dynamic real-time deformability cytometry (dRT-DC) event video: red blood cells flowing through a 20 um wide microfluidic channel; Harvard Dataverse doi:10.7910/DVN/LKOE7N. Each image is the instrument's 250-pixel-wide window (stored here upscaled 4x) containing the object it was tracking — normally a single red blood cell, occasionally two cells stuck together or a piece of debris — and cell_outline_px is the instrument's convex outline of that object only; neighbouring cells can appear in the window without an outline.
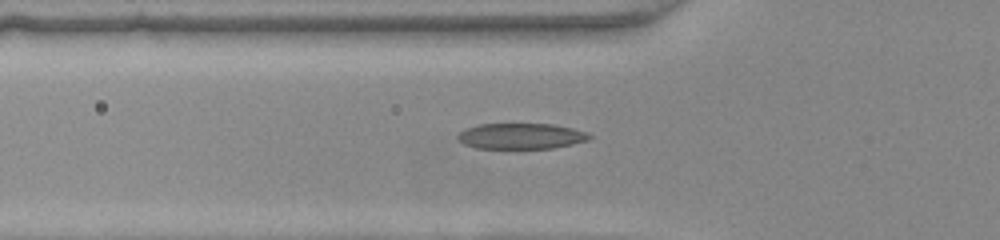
{"species": "common noctule bat (a hibernating species)", "species_latin": "Nyctalus noctula", "temperature_condition": "warm", "stored_images_in_passage": 44, "camera_frame_rate_fps": 3000, "um_per_image_px": 0.085, "animal": {"sex": "female", "body_mass_g": 22.0, "forearm_length_mm": 56.7}, "frame": {"image": 1, "passage_image": 17, "time_ms": 5.333, "image_size_px": [1000, 240], "cell_outline_px": [[592, 136], [588, 140], [572, 144], [552, 148], [476, 148], [464, 144], [456, 136], [464, 128], [480, 124], [552, 124], [572, 128], [588, 132]], "centroid_in_image_um": [44.29, 11.56], "position_along_channel_um": 81.5, "area_um2": 19.71}}
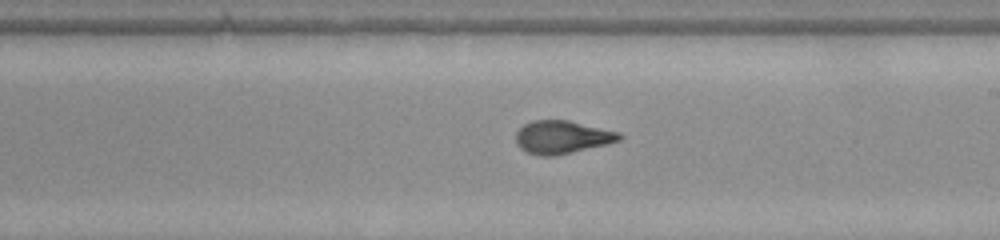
{"frame": {"image": 2, "passage_image": 28, "time_ms": 9.0, "image_size_px": [1000, 240], "cell_outline_px": [[624, 136], [620, 140], [608, 144], [552, 156], [540, 156], [528, 152], [520, 148], [516, 144], [516, 132], [524, 124], [532, 120], [568, 120], [620, 132]], "centroid_in_image_um": [47.78, 11.65], "position_along_channel_um": 241.2, "area_um2": 19.88}}
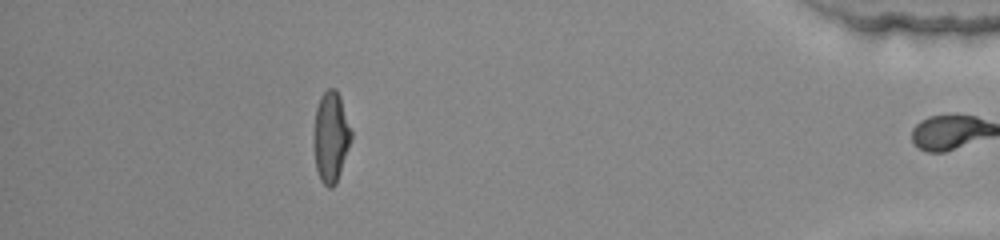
{"frame": {"image": 3, "passage_image": 43, "time_ms": 14.0, "image_size_px": [1000, 240], "cell_outline_px": [[352, 140], [336, 184], [332, 188], [328, 188], [320, 180], [316, 168], [312, 144], [312, 140], [316, 108], [320, 96], [328, 88], [336, 88], [340, 96], [352, 132]], "centroid_in_image_um": [28.11, 11.65], "position_along_channel_um": 407.1, "area_um2": 20.23}}